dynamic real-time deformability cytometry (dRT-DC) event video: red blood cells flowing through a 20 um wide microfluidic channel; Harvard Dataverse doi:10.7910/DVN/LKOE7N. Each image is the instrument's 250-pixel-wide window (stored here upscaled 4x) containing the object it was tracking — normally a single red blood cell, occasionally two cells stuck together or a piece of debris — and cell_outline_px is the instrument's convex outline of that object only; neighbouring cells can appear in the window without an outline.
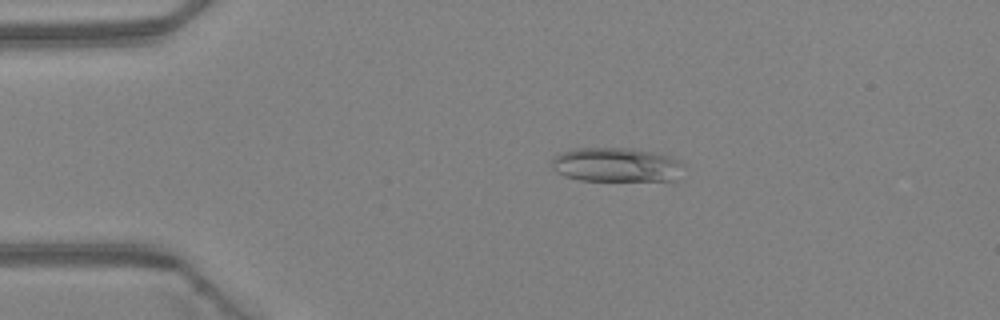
{"species": "Egyptian fruit bat (a non-hibernating species)", "species_latin": "Rousettus aegyptiacus", "temperature_condition": "warm", "stored_images_in_passage": 4, "camera_frame_rate_fps": 3000, "um_per_image_px": 0.085, "animal": {"sex": "female"}, "frame": {"image": 1, "passage_image": 3, "time_ms": 0.667, "image_size_px": [1000, 320], "cell_outline_px": [[680, 164], [676, 180], [580, 180], [564, 176], [556, 172], [552, 168], [552, 160], [560, 152], [572, 148], [632, 148], [672, 156]], "centroid_in_image_um": [52.29, 13.99], "position_along_channel_um": 32.7, "area_um2": 26.01}}